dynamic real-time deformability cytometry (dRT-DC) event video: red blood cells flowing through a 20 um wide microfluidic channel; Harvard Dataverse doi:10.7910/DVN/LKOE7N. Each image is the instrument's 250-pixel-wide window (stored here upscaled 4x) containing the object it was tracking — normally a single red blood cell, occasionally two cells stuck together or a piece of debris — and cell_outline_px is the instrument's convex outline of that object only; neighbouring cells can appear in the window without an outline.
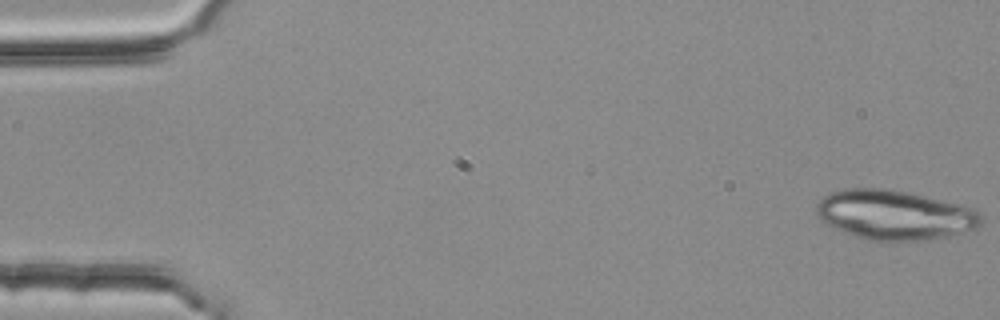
{"species": "common noctule bat (a hibernating species)", "species_latin": "Nyctalus noctula", "temperature_condition": "room temperature", "stored_images_in_passage": 18, "camera_frame_rate_fps": 3000, "um_per_image_px": 0.085, "animal": {"sex": "female", "body_mass_g": 25.1}, "frame": {"image": 1, "passage_image": 1, "time_ms": 0.0, "image_size_px": [1000, 320], "cell_outline_px": [[984, 216], [980, 224], [976, 228], [948, 236], [928, 240], [864, 240], [844, 232], [820, 220], [816, 216], [816, 204], [824, 196], [832, 192], [848, 188], [888, 188], [908, 192], [964, 204], [972, 208]], "centroid_in_image_um": [76.05, 18.25], "position_along_channel_um": 8.9, "area_um2": 47.86}}